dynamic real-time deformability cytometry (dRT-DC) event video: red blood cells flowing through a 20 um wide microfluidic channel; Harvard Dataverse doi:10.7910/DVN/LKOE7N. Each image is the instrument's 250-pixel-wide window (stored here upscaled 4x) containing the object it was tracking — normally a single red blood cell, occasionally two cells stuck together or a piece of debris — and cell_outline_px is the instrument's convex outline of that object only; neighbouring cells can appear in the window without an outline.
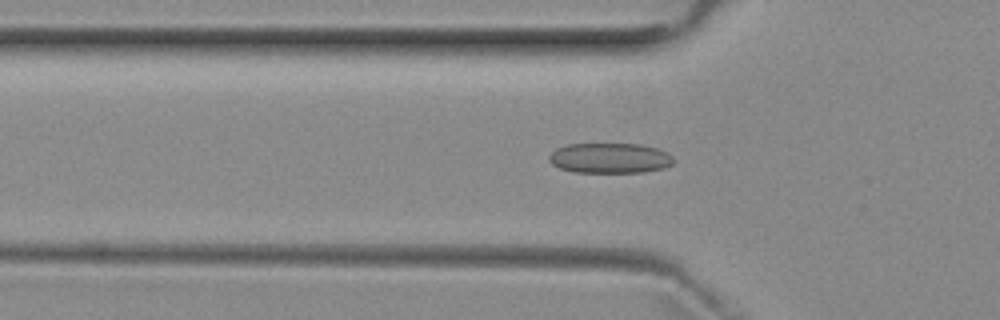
{"species": "common noctule bat (a hibernating species)", "species_latin": "Nyctalus noctula", "temperature_condition": "room temperature", "stored_images_in_passage": 43, "camera_frame_rate_fps": 3000, "um_per_image_px": 0.085, "animal": {"sex": "female", "body_mass_g": 29.2, "forearm_length_mm": 56.3}, "frame": {"image": 1, "passage_image": 14, "time_ms": 4.333, "image_size_px": [1000, 320], "cell_outline_px": [[676, 160], [672, 164], [664, 168], [644, 172], [572, 172], [560, 168], [552, 164], [548, 160], [548, 156], [556, 148], [568, 144], [640, 144], [656, 148], [672, 156]], "centroid_in_image_um": [51.82, 13.44], "position_along_channel_um": 74.0, "area_um2": 21.96}}
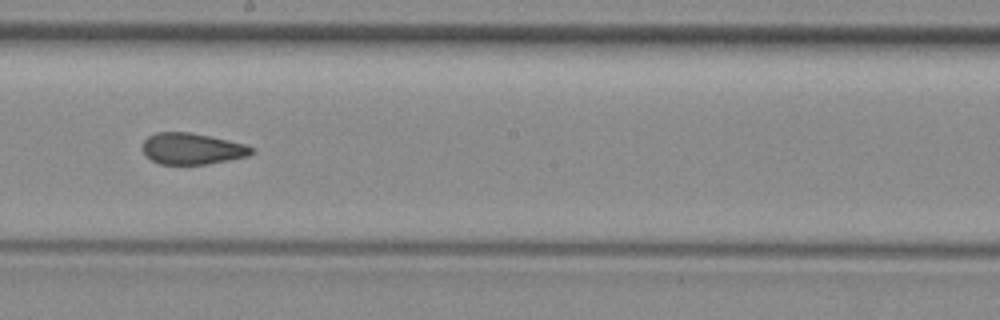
{"frame": {"image": 2, "passage_image": 26, "time_ms": 8.333, "image_size_px": [1000, 320], "cell_outline_px": [[256, 152], [248, 156], [208, 164], [160, 164], [152, 160], [144, 152], [144, 140], [148, 136], [156, 132], [188, 132], [228, 140], [244, 144], [256, 148]], "centroid_in_image_um": [16.37, 12.64], "position_along_channel_um": 231.8, "area_um2": 19.77}}
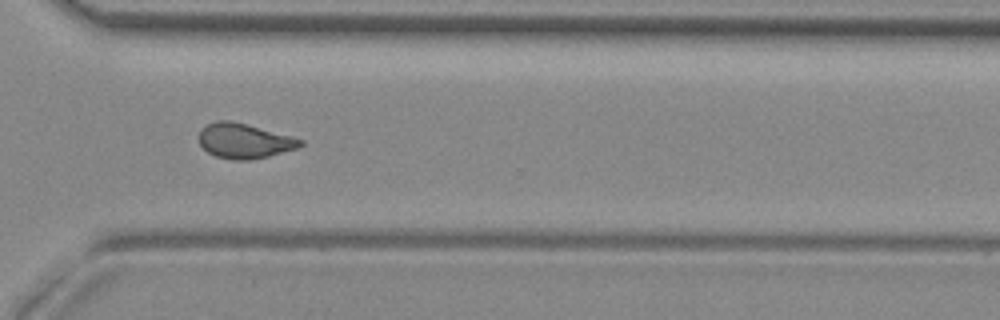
{"frame": {"image": 3, "passage_image": 35, "time_ms": 11.333, "image_size_px": [1000, 320], "cell_outline_px": [[304, 144], [296, 148], [268, 156], [248, 160], [232, 160], [216, 156], [208, 152], [200, 144], [200, 132], [208, 124], [216, 120], [232, 120], [292, 136], [304, 140]], "centroid_in_image_um": [20.78, 11.97], "position_along_channel_um": 349.8, "area_um2": 20.46}, "authors_computed_cell_mechanics": {"area_um2": 20.6924, "velocity_mm_per_s": 3.9364, "shape_relaxation_time_tau1_ms": null, "shape_relaxation_time_tau2_ms": 1.8488, "deformation_change_tau1": null, "deformation_change_tau2": 0.0934}}